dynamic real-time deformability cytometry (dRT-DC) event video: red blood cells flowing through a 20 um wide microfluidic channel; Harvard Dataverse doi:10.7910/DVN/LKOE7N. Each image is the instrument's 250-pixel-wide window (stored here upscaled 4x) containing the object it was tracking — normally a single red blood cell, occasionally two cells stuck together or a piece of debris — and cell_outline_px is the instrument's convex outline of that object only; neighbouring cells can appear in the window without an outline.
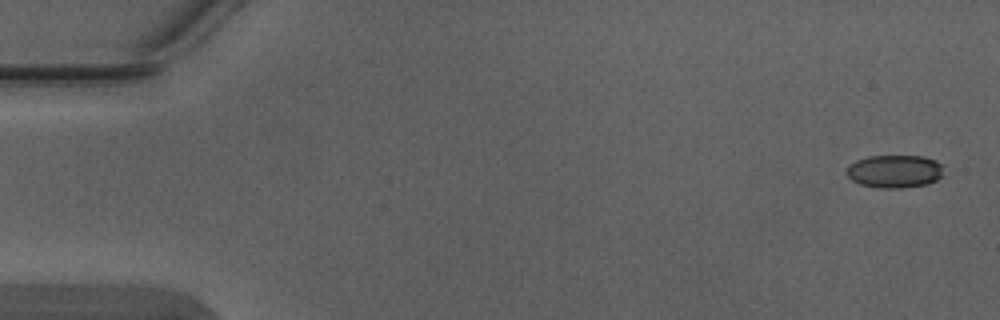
{"species": "Egyptian fruit bat (a non-hibernating species)", "species_latin": "Rousettus aegyptiacus", "temperature_condition": "warm", "stored_images_in_passage": 4, "segment_of_instrument_passage": [2, 2], "camera_frame_rate_fps": 3000, "um_per_image_px": 0.085, "animal": {"sex": "male"}, "frame": {"image": 1, "passage_image": 4, "time_ms": 1.0, "image_size_px": [1000, 320], "cell_outline_px": [[944, 176], [928, 184], [900, 188], [884, 188], [860, 184], [852, 180], [844, 172], [848, 164], [856, 160], [868, 156], [924, 156], [936, 160], [944, 164]], "centroid_in_image_um": [76.08, 14.55], "position_along_channel_um": 8.9, "area_um2": 19.02}}